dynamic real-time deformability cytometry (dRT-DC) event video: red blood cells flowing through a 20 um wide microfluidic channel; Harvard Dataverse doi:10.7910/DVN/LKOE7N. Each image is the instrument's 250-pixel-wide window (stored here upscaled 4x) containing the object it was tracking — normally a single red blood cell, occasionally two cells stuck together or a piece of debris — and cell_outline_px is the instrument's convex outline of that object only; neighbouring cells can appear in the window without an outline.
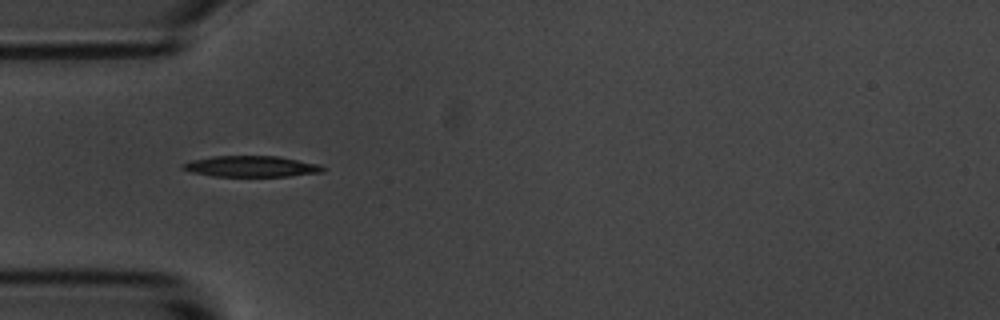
{"species": "common noctule bat (a hibernating species)", "species_latin": "Nyctalus noctula", "temperature_condition": "room temperature", "stored_images_in_passage": 40, "camera_frame_rate_fps": 3000, "um_per_image_px": 0.085, "animal": {"sex": "male", "body_mass_g": 20.1, "forearm_length_mm": 53.5}, "frame": {"image": 1, "passage_image": 1, "time_ms": 0.0, "image_size_px": [1000, 320], "cell_outline_px": [[324, 168], [312, 172], [280, 176], [220, 176], [200, 172], [184, 168], [184, 164], [200, 160], [220, 156], [272, 156], [312, 164]], "centroid_in_image_um": [21.32, 14.14], "position_along_channel_um": 63.7, "area_um2": 15.26}}
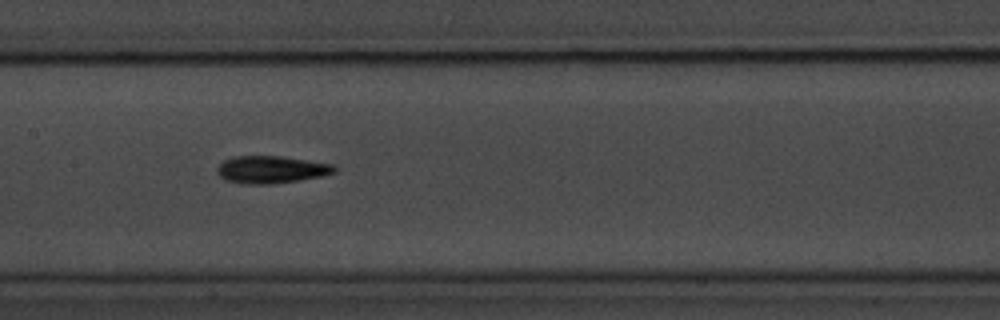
{"frame": {"image": 2, "passage_image": 11, "time_ms": 3.333, "image_size_px": [1000, 320], "cell_outline_px": [[332, 172], [316, 176], [292, 180], [232, 180], [224, 176], [220, 172], [220, 168], [228, 160], [244, 156], [272, 156], [324, 164], [332, 168]], "centroid_in_image_um": [23.06, 14.34], "position_along_channel_um": 184.3, "area_um2": 15.32}}
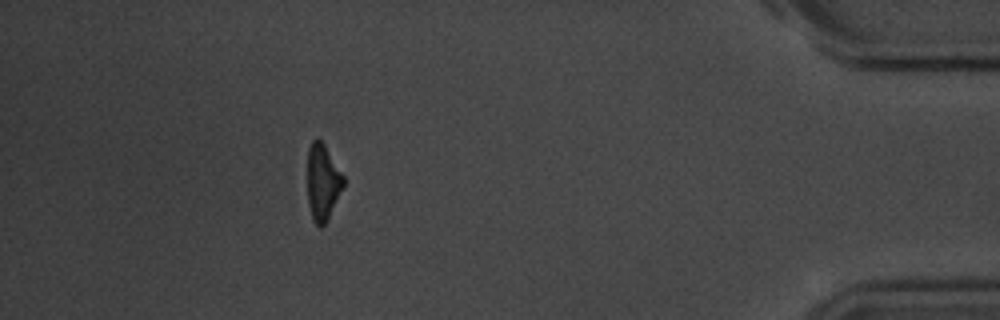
{"frame": {"image": 3, "passage_image": 34, "time_ms": 11.0, "image_size_px": [1000, 320], "cell_outline_px": [[344, 184], [324, 224], [316, 224], [312, 216], [308, 196], [308, 152], [312, 140], [320, 140], [344, 176]], "centroid_in_image_um": [27.42, 15.45], "position_along_channel_um": 407.8, "area_um2": 15.03}, "authors_computed_cell_mechanics": {"area_um2": 15.028, "velocity_mm_per_s": 3.6166, "shape_relaxation_time_tau1_ms": 2.9811, "shape_relaxation_time_tau2_ms": 8.0003, "deformation_change_tau1": 0.1265, "deformation_change_tau2": 0.1925}}